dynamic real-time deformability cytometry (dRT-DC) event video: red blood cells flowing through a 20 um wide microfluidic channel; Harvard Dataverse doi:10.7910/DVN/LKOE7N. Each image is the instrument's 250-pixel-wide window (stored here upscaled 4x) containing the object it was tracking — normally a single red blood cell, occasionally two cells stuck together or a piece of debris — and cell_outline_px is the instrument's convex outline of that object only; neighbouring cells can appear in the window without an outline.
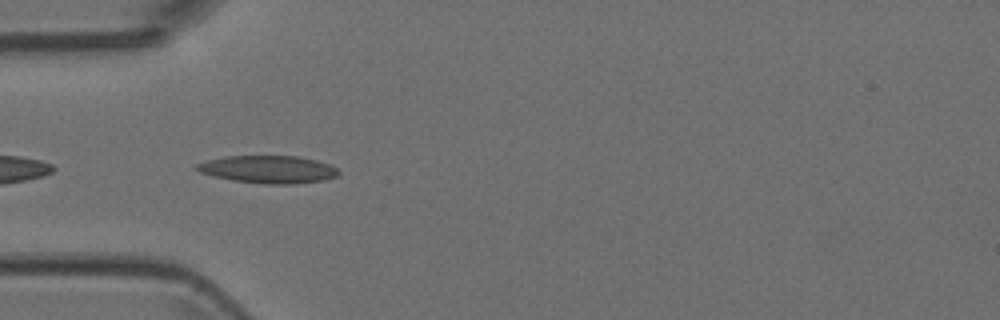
{"species": "Egyptian fruit bat (a non-hibernating species)", "species_latin": "Rousettus aegyptiacus", "temperature_condition": "room temperature", "stored_images_in_passage": 6, "camera_frame_rate_fps": 3000, "um_per_image_px": 0.085, "animal": {"sex": "female"}, "frame": {"image": 1, "passage_image": 5, "time_ms": 1.333, "image_size_px": [1000, 320], "cell_outline_px": [[340, 172], [336, 176], [324, 180], [292, 184], [264, 184], [236, 180], [216, 176], [200, 172], [192, 168], [196, 164], [208, 160], [224, 156], [296, 156], [316, 160], [328, 164], [336, 168]], "centroid_in_image_um": [22.8, 14.39], "position_along_channel_um": 62.2, "area_um2": 22.6}}
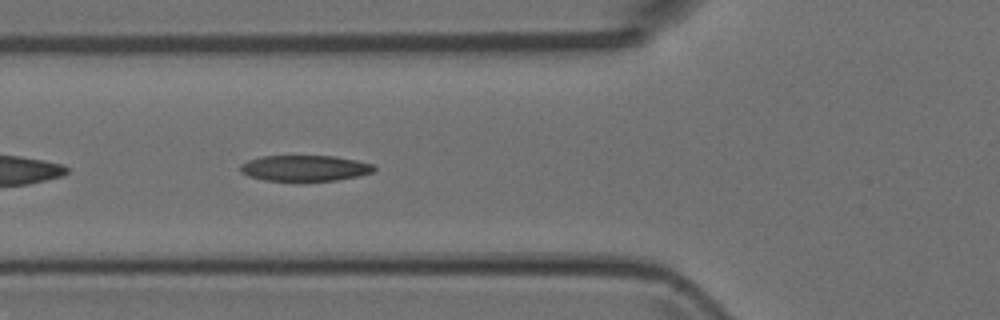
{"frame": {"image": 2, "passage_image": 6, "time_ms": 1.667, "image_size_px": [1000, 320], "cell_outline_px": [[376, 168], [372, 172], [356, 176], [336, 180], [304, 184], [264, 180], [248, 176], [240, 172], [240, 164], [248, 160], [260, 156], [332, 156], [356, 160], [372, 164]], "centroid_in_image_um": [25.84, 14.34], "position_along_channel_um": 100.0, "area_um2": 20.92}}